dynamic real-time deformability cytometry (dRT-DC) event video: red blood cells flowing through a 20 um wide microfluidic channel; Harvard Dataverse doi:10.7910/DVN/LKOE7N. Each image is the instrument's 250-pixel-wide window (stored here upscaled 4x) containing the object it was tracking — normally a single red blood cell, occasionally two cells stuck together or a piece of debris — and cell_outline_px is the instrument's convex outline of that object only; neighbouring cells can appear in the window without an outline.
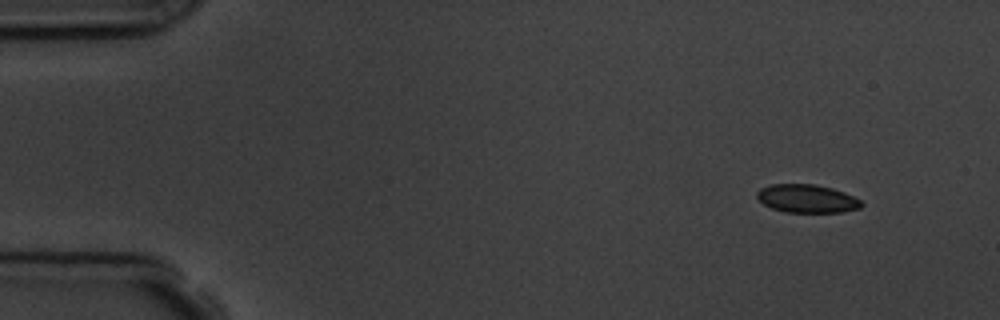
{"species": "common noctule bat (a hibernating species)", "species_latin": "Nyctalus noctula", "temperature_condition": "room temperature", "stored_images_in_passage": 5, "camera_frame_rate_fps": 3000, "um_per_image_px": 0.085, "animal": {"sex": "male", "body_mass_g": 19.5, "forearm_length_mm": 54.6}, "frame": {"image": 1, "passage_image": 1, "time_ms": 0.0, "image_size_px": [1000, 320], "cell_outline_px": [[864, 204], [860, 208], [840, 212], [784, 212], [772, 208], [764, 204], [756, 196], [756, 192], [760, 188], [772, 184], [816, 184], [832, 188], [844, 192], [860, 200]], "centroid_in_image_um": [68.58, 16.88], "position_along_channel_um": 16.4, "area_um2": 17.17}}
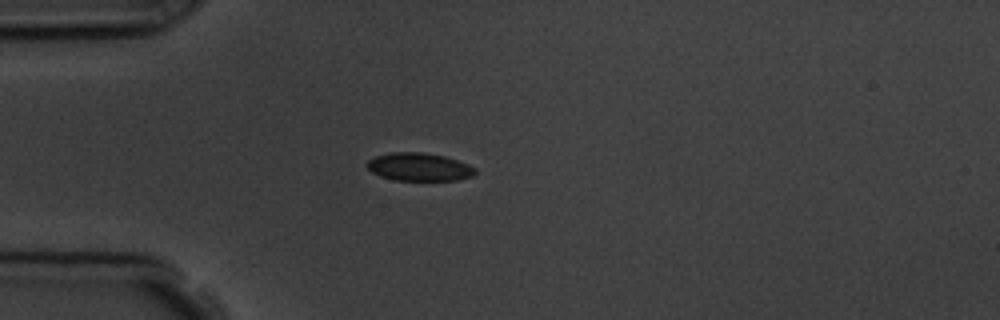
{"frame": {"image": 2, "passage_image": 4, "time_ms": 3.333, "image_size_px": [1000, 320], "cell_outline_px": [[476, 172], [472, 176], [456, 180], [396, 180], [380, 176], [372, 172], [364, 164], [368, 160], [376, 156], [388, 152], [424, 152], [444, 156], [468, 164], [476, 168]], "centroid_in_image_um": [35.6, 14.18], "position_along_channel_um": 49.4, "area_um2": 17.69}}